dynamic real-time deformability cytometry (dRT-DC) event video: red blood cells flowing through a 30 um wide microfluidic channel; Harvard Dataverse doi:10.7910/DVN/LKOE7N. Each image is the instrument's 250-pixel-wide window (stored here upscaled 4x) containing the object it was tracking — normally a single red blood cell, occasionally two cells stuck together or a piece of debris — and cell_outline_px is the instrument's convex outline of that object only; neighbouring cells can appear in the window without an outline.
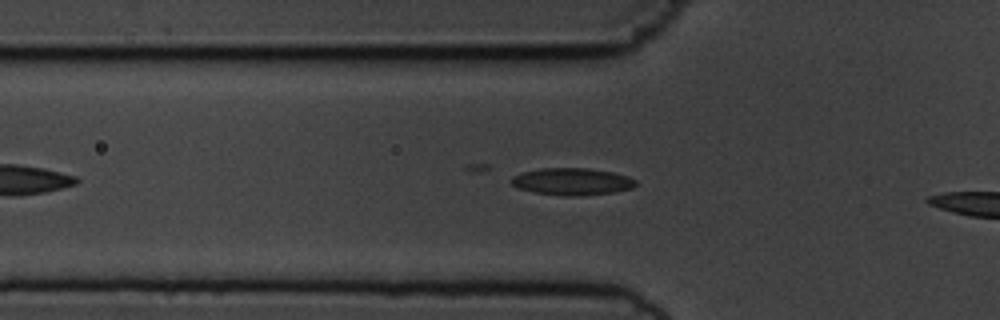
{"species": "common noctule bat (a hibernating species)", "species_latin": "Nyctalus noctula", "temperature_condition": "cold", "stored_images_in_passage": 37, "camera_frame_rate_fps": 3000, "um_per_image_px": 0.085, "animal": {"sex": "male", "body_mass_g": 19.5, "forearm_length_mm": 54.6}, "frame": {"image": 1, "passage_image": 10, "time_ms": 3.0, "image_size_px": [1000, 320], "cell_outline_px": [[636, 184], [632, 188], [616, 192], [580, 196], [568, 196], [536, 192], [520, 188], [512, 184], [512, 176], [524, 172], [540, 168], [588, 168], [612, 172], [628, 176], [636, 180]], "centroid_in_image_um": [48.68, 15.43], "position_along_channel_um": 77.1, "area_um2": 19.48}}
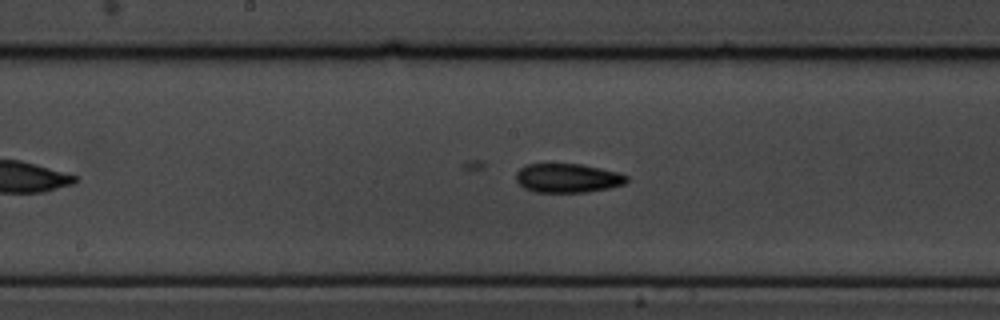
{"frame": {"image": 2, "passage_image": 20, "time_ms": 6.333, "image_size_px": [1000, 320], "cell_outline_px": [[628, 180], [624, 184], [608, 188], [588, 192], [536, 192], [524, 188], [516, 180], [516, 172], [520, 168], [528, 164], [580, 164], [600, 168], [616, 172], [628, 176]], "centroid_in_image_um": [48.24, 15.14], "position_along_channel_um": 200.0, "area_um2": 18.61}}
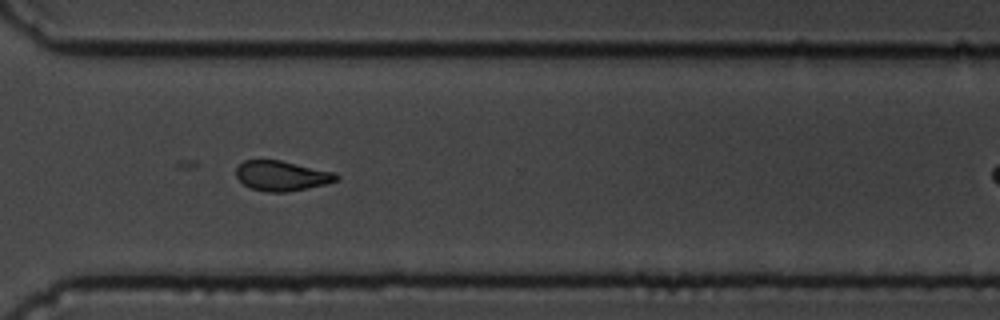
{"frame": {"image": 3, "passage_image": 32, "time_ms": 10.333, "image_size_px": [1000, 320], "cell_outline_px": [[340, 176], [336, 180], [328, 184], [288, 192], [264, 192], [252, 188], [244, 184], [236, 176], [236, 168], [244, 160], [280, 160], [336, 172]], "centroid_in_image_um": [23.98, 14.94], "position_along_channel_um": 346.6, "area_um2": 17.63}}